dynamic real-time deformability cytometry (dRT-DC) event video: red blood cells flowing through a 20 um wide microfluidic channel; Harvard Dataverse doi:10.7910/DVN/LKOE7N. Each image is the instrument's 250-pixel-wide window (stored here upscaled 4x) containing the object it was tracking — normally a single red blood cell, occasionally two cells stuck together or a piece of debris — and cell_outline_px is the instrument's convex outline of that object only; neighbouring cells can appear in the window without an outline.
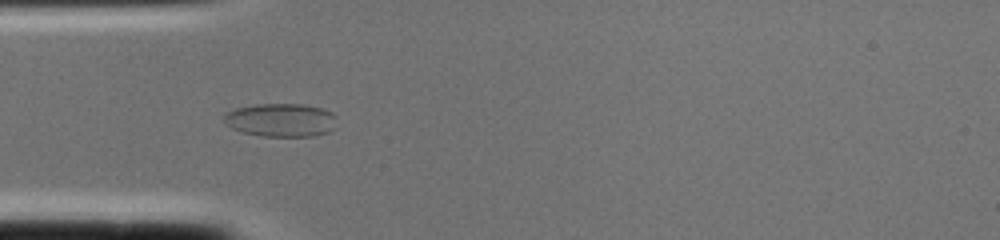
{"species": "common noctule bat (a hibernating species)", "species_latin": "Nyctalus noctula", "temperature_condition": "cold", "stored_images_in_passage": 2, "camera_frame_rate_fps": 3000, "um_per_image_px": 0.085, "animal": {"sex": "female", "body_mass_g": 22.0, "forearm_length_mm": 56.7}, "frame": {"image": 1, "passage_image": 2, "time_ms": 0.333, "image_size_px": [1000, 240], "cell_outline_px": [[336, 116], [332, 128], [328, 132], [312, 136], [264, 136], [244, 132], [232, 128], [224, 124], [224, 112], [236, 108], [256, 104], [304, 104], [324, 108], [332, 112]], "centroid_in_image_um": [23.86, 10.19], "position_along_channel_um": 61.1, "area_um2": 21.96}}